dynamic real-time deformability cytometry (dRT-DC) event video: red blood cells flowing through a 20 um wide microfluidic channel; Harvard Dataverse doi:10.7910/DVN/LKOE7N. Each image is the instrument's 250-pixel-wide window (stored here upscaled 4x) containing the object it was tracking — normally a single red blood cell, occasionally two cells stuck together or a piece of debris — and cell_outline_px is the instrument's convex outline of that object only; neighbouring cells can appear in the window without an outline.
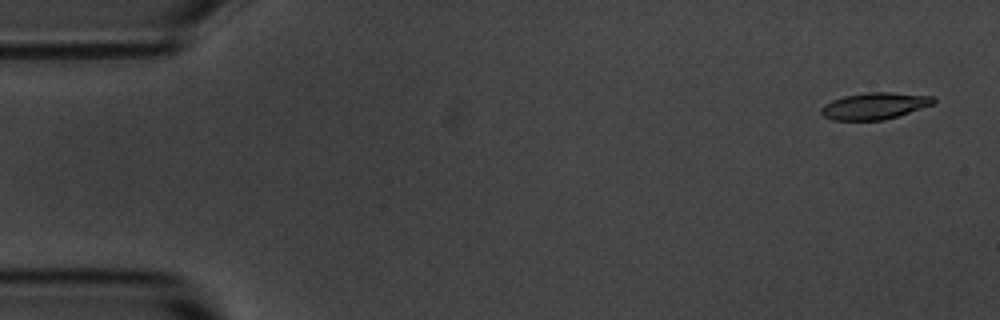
{"species": "common noctule bat (a hibernating species)", "species_latin": "Nyctalus noctula", "temperature_condition": "room temperature", "stored_images_in_passage": 4, "camera_frame_rate_fps": 3000, "um_per_image_px": 0.085, "animal": {"sex": "male", "body_mass_g": 20.1, "forearm_length_mm": 53.5}, "frame": {"image": 1, "passage_image": 1, "time_ms": 0.0, "image_size_px": [1000, 320], "cell_outline_px": [[936, 100], [932, 104], [884, 120], [832, 120], [824, 116], [820, 112], [820, 108], [824, 104], [832, 100], [844, 96], [868, 92], [892, 92], [932, 96]], "centroid_in_image_um": [74.28, 9.0], "position_along_channel_um": 10.7, "area_um2": 17.28}}
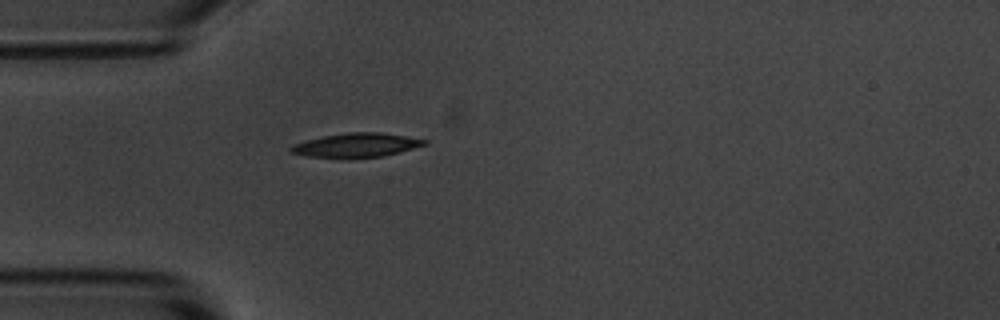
{"frame": {"image": 2, "passage_image": 4, "time_ms": 4.333, "image_size_px": [1000, 320], "cell_outline_px": [[428, 144], [400, 152], [384, 156], [348, 160], [304, 156], [288, 152], [288, 148], [292, 144], [324, 136], [348, 132], [380, 132], [428, 140]], "centroid_in_image_um": [30.24, 12.38], "position_along_channel_um": 54.8, "area_um2": 19.36}}